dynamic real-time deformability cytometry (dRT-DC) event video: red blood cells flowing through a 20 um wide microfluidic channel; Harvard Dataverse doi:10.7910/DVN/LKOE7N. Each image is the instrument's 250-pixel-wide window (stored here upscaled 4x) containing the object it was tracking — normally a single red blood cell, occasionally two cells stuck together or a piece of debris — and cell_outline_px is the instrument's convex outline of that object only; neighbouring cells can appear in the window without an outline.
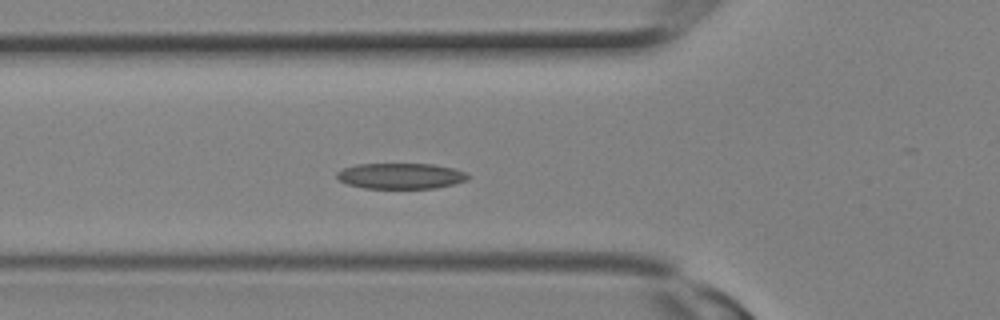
{"species": "Egyptian fruit bat (a non-hibernating species)", "species_latin": "Rousettus aegyptiacus", "temperature_condition": "room temperature", "stored_images_in_passage": 10, "camera_frame_rate_fps": 3000, "um_per_image_px": 0.085, "animal": {"sex": "female"}, "frame": {"image": 1, "passage_image": 5, "time_ms": 1.333, "image_size_px": [1000, 320], "cell_outline_px": [[468, 180], [452, 184], [432, 188], [364, 188], [348, 184], [340, 180], [336, 176], [336, 172], [344, 168], [356, 164], [432, 164], [452, 168], [464, 172], [468, 176]], "centroid_in_image_um": [34.03, 14.95], "position_along_channel_um": 91.8, "area_um2": 19.42}}
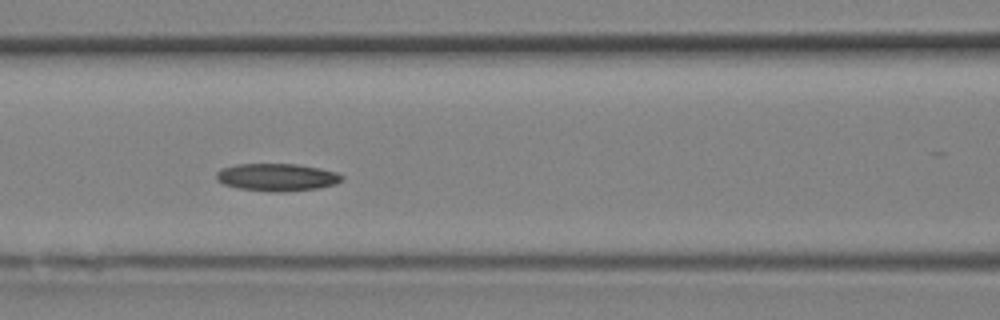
{"frame": {"image": 2, "passage_image": 7, "time_ms": 2.0, "image_size_px": [1000, 320], "cell_outline_px": [[344, 180], [336, 184], [320, 188], [284, 192], [276, 192], [236, 188], [224, 184], [216, 180], [216, 172], [220, 168], [236, 164], [296, 164], [320, 168], [336, 172], [344, 176]], "centroid_in_image_um": [23.55, 15.07], "position_along_channel_um": 143.1, "area_um2": 20.4}}
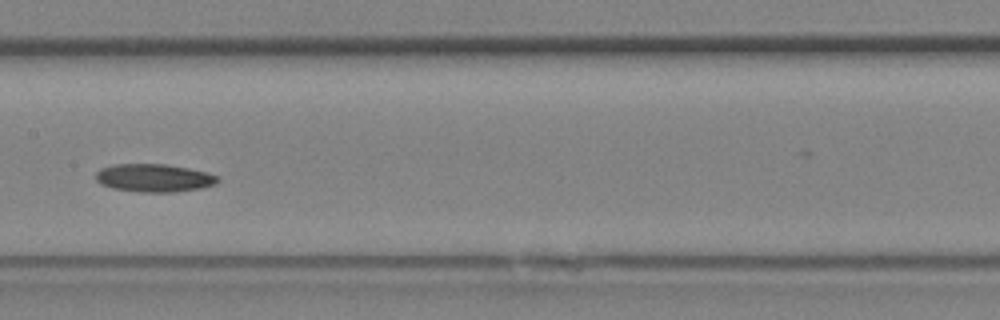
{"frame": {"image": 3, "passage_image": 9, "time_ms": 2.667, "image_size_px": [1000, 320], "cell_outline_px": [[220, 180], [216, 184], [200, 188], [176, 192], [140, 192], [112, 188], [100, 184], [96, 180], [96, 172], [100, 168], [116, 164], [164, 164], [188, 168], [208, 172], [220, 176]], "centroid_in_image_um": [13.11, 15.12], "position_along_channel_um": 194.3, "area_um2": 20.06}}